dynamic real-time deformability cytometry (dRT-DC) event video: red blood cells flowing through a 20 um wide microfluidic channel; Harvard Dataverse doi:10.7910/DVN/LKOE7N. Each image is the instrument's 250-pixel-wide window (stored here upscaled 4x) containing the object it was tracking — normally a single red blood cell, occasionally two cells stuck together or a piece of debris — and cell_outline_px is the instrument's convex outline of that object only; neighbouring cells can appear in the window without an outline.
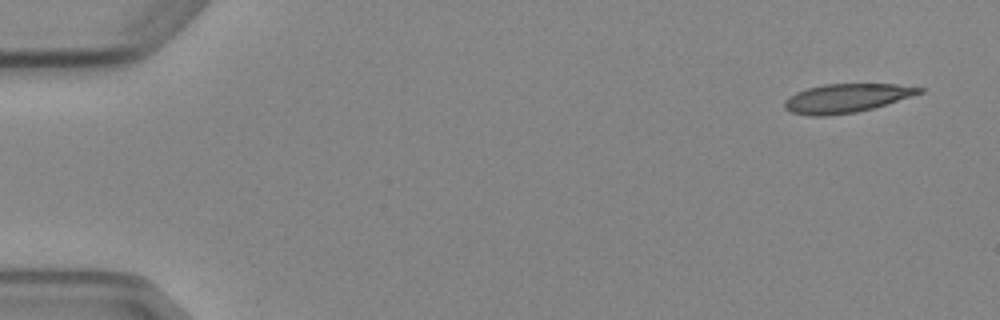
{"species": "Egyptian fruit bat (a non-hibernating species)", "species_latin": "Rousettus aegyptiacus", "temperature_condition": "cold", "stored_images_in_passage": 4, "camera_frame_rate_fps": 3000, "um_per_image_px": 0.085, "animal": {"sex": "female"}, "frame": {"image": 1, "passage_image": 1, "time_ms": 0.0, "image_size_px": [1000, 320], "cell_outline_px": [[924, 92], [912, 96], [872, 108], [856, 112], [828, 116], [808, 116], [792, 112], [784, 108], [784, 100], [788, 96], [796, 92], [808, 88], [824, 84], [896, 84], [924, 88]], "centroid_in_image_um": [71.91, 8.35], "position_along_channel_um": 13.1, "area_um2": 22.6}}
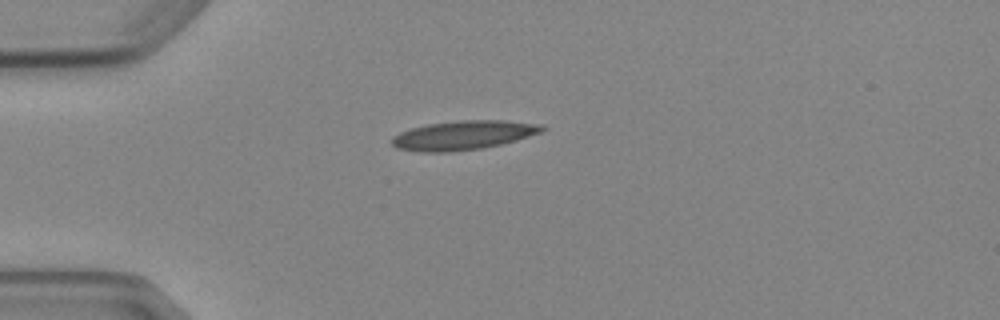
{"frame": {"image": 2, "passage_image": 4, "time_ms": 3.667, "image_size_px": [1000, 320], "cell_outline_px": [[548, 128], [540, 132], [516, 140], [484, 148], [452, 152], [420, 152], [396, 148], [392, 144], [392, 136], [400, 132], [412, 128], [428, 124], [460, 120], [504, 120], [544, 124]], "centroid_in_image_um": [39.4, 11.49], "position_along_channel_um": 45.6, "area_um2": 25.61}}